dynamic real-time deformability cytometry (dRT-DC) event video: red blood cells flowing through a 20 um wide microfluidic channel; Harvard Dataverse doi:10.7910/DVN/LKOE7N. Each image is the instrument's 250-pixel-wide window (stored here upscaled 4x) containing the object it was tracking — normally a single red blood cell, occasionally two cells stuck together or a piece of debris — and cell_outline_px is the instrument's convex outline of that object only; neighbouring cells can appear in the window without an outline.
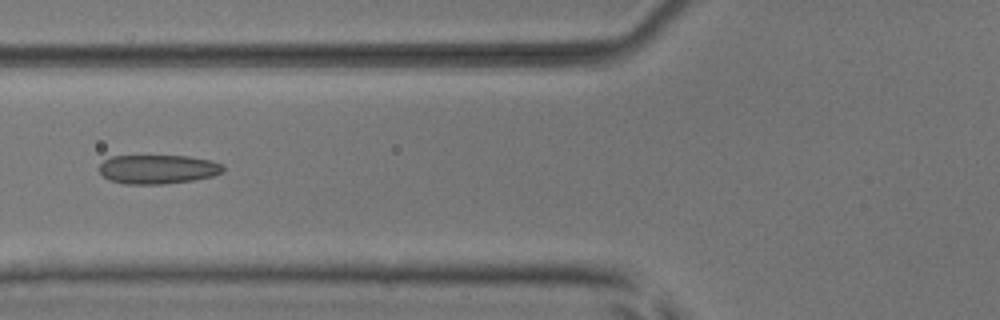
{"species": "common noctule bat (a hibernating species)", "species_latin": "Nyctalus noctula", "temperature_condition": "room temperature", "stored_images_in_passage": 2, "camera_frame_rate_fps": 3000, "um_per_image_px": 0.085, "animal": {"sex": "male", "body_mass_g": 17.9, "forearm_length_mm": 54.2}, "frame": {"image": 1, "passage_image": 2, "time_ms": 0.333, "image_size_px": [1000, 320], "cell_outline_px": [[224, 172], [212, 176], [192, 180], [164, 184], [124, 184], [108, 180], [100, 172], [100, 164], [104, 160], [112, 156], [188, 156], [212, 160], [220, 164], [224, 168]], "centroid_in_image_um": [13.41, 14.39], "position_along_channel_um": 112.4, "area_um2": 20.98}}